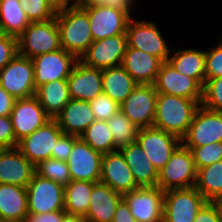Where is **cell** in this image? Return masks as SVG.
I'll list each match as a JSON object with an SVG mask.
<instances>
[{"label":"cell","instance_id":"cb8c5ba5","mask_svg":"<svg viewBox=\"0 0 222 222\" xmlns=\"http://www.w3.org/2000/svg\"><path fill=\"white\" fill-rule=\"evenodd\" d=\"M54 119L64 134L76 137H80L96 120L88 101L74 99H71Z\"/></svg>","mask_w":222,"mask_h":222},{"label":"cell","instance_id":"e575fe53","mask_svg":"<svg viewBox=\"0 0 222 222\" xmlns=\"http://www.w3.org/2000/svg\"><path fill=\"white\" fill-rule=\"evenodd\" d=\"M107 124L118 149L136 141L139 128L121 110L108 119Z\"/></svg>","mask_w":222,"mask_h":222},{"label":"cell","instance_id":"7bdbcfd3","mask_svg":"<svg viewBox=\"0 0 222 222\" xmlns=\"http://www.w3.org/2000/svg\"><path fill=\"white\" fill-rule=\"evenodd\" d=\"M10 116H0V150L17 147Z\"/></svg>","mask_w":222,"mask_h":222},{"label":"cell","instance_id":"b9f144b4","mask_svg":"<svg viewBox=\"0 0 222 222\" xmlns=\"http://www.w3.org/2000/svg\"><path fill=\"white\" fill-rule=\"evenodd\" d=\"M17 54V37L6 34L0 36V70H2Z\"/></svg>","mask_w":222,"mask_h":222},{"label":"cell","instance_id":"603a6c76","mask_svg":"<svg viewBox=\"0 0 222 222\" xmlns=\"http://www.w3.org/2000/svg\"><path fill=\"white\" fill-rule=\"evenodd\" d=\"M162 63L157 57L127 46L121 65L138 84L154 85Z\"/></svg>","mask_w":222,"mask_h":222},{"label":"cell","instance_id":"5bb4252c","mask_svg":"<svg viewBox=\"0 0 222 222\" xmlns=\"http://www.w3.org/2000/svg\"><path fill=\"white\" fill-rule=\"evenodd\" d=\"M127 46L126 33L110 36L93 41L78 60L86 66L102 70L120 66Z\"/></svg>","mask_w":222,"mask_h":222},{"label":"cell","instance_id":"f907efd6","mask_svg":"<svg viewBox=\"0 0 222 222\" xmlns=\"http://www.w3.org/2000/svg\"><path fill=\"white\" fill-rule=\"evenodd\" d=\"M62 222H88V220L83 215L70 214L65 212Z\"/></svg>","mask_w":222,"mask_h":222},{"label":"cell","instance_id":"681fc988","mask_svg":"<svg viewBox=\"0 0 222 222\" xmlns=\"http://www.w3.org/2000/svg\"><path fill=\"white\" fill-rule=\"evenodd\" d=\"M16 99L0 86V116H10Z\"/></svg>","mask_w":222,"mask_h":222},{"label":"cell","instance_id":"d6a6232c","mask_svg":"<svg viewBox=\"0 0 222 222\" xmlns=\"http://www.w3.org/2000/svg\"><path fill=\"white\" fill-rule=\"evenodd\" d=\"M195 188L207 201L222 198V160L198 169Z\"/></svg>","mask_w":222,"mask_h":222},{"label":"cell","instance_id":"8d00e7d4","mask_svg":"<svg viewBox=\"0 0 222 222\" xmlns=\"http://www.w3.org/2000/svg\"><path fill=\"white\" fill-rule=\"evenodd\" d=\"M32 22H43L55 18L58 6L52 0H18Z\"/></svg>","mask_w":222,"mask_h":222},{"label":"cell","instance_id":"d6986e66","mask_svg":"<svg viewBox=\"0 0 222 222\" xmlns=\"http://www.w3.org/2000/svg\"><path fill=\"white\" fill-rule=\"evenodd\" d=\"M154 86L157 93L202 101L203 87L194 78L179 73L168 61L162 63Z\"/></svg>","mask_w":222,"mask_h":222},{"label":"cell","instance_id":"1f68e13d","mask_svg":"<svg viewBox=\"0 0 222 222\" xmlns=\"http://www.w3.org/2000/svg\"><path fill=\"white\" fill-rule=\"evenodd\" d=\"M29 24L18 0H0V26L3 34L18 37Z\"/></svg>","mask_w":222,"mask_h":222},{"label":"cell","instance_id":"7dc6e473","mask_svg":"<svg viewBox=\"0 0 222 222\" xmlns=\"http://www.w3.org/2000/svg\"><path fill=\"white\" fill-rule=\"evenodd\" d=\"M64 210H57L44 214L28 213L23 222H62Z\"/></svg>","mask_w":222,"mask_h":222},{"label":"cell","instance_id":"db71d44e","mask_svg":"<svg viewBox=\"0 0 222 222\" xmlns=\"http://www.w3.org/2000/svg\"><path fill=\"white\" fill-rule=\"evenodd\" d=\"M2 35H3V32H2L1 26H0V36H2Z\"/></svg>","mask_w":222,"mask_h":222},{"label":"cell","instance_id":"ab89813d","mask_svg":"<svg viewBox=\"0 0 222 222\" xmlns=\"http://www.w3.org/2000/svg\"><path fill=\"white\" fill-rule=\"evenodd\" d=\"M96 120L107 121L120 110L119 104L107 96L104 92L89 101Z\"/></svg>","mask_w":222,"mask_h":222},{"label":"cell","instance_id":"836d02e7","mask_svg":"<svg viewBox=\"0 0 222 222\" xmlns=\"http://www.w3.org/2000/svg\"><path fill=\"white\" fill-rule=\"evenodd\" d=\"M90 147L101 154L117 151L107 121L95 120L80 136Z\"/></svg>","mask_w":222,"mask_h":222},{"label":"cell","instance_id":"3957f363","mask_svg":"<svg viewBox=\"0 0 222 222\" xmlns=\"http://www.w3.org/2000/svg\"><path fill=\"white\" fill-rule=\"evenodd\" d=\"M18 54L33 59L61 49L56 18L32 22L17 37Z\"/></svg>","mask_w":222,"mask_h":222},{"label":"cell","instance_id":"2e32d148","mask_svg":"<svg viewBox=\"0 0 222 222\" xmlns=\"http://www.w3.org/2000/svg\"><path fill=\"white\" fill-rule=\"evenodd\" d=\"M77 61L75 55L63 48L34 57L32 63L35 88L52 81L67 79Z\"/></svg>","mask_w":222,"mask_h":222},{"label":"cell","instance_id":"277c9868","mask_svg":"<svg viewBox=\"0 0 222 222\" xmlns=\"http://www.w3.org/2000/svg\"><path fill=\"white\" fill-rule=\"evenodd\" d=\"M197 171L190 149L181 144L158 171L157 186L163 191L195 187Z\"/></svg>","mask_w":222,"mask_h":222},{"label":"cell","instance_id":"30bf717a","mask_svg":"<svg viewBox=\"0 0 222 222\" xmlns=\"http://www.w3.org/2000/svg\"><path fill=\"white\" fill-rule=\"evenodd\" d=\"M102 157L81 137L73 136V148L66 161L73 181L99 182L101 177Z\"/></svg>","mask_w":222,"mask_h":222},{"label":"cell","instance_id":"83f0119b","mask_svg":"<svg viewBox=\"0 0 222 222\" xmlns=\"http://www.w3.org/2000/svg\"><path fill=\"white\" fill-rule=\"evenodd\" d=\"M137 85L138 83L122 65L102 70L103 92L119 105Z\"/></svg>","mask_w":222,"mask_h":222},{"label":"cell","instance_id":"816d5d0a","mask_svg":"<svg viewBox=\"0 0 222 222\" xmlns=\"http://www.w3.org/2000/svg\"><path fill=\"white\" fill-rule=\"evenodd\" d=\"M211 202L214 204L218 212L220 222H222V198H217L215 200H212Z\"/></svg>","mask_w":222,"mask_h":222},{"label":"cell","instance_id":"ba28073f","mask_svg":"<svg viewBox=\"0 0 222 222\" xmlns=\"http://www.w3.org/2000/svg\"><path fill=\"white\" fill-rule=\"evenodd\" d=\"M126 35L128 47L144 51L162 62L168 61L171 54L169 45L154 22L138 21L132 17L128 22Z\"/></svg>","mask_w":222,"mask_h":222},{"label":"cell","instance_id":"ee69618b","mask_svg":"<svg viewBox=\"0 0 222 222\" xmlns=\"http://www.w3.org/2000/svg\"><path fill=\"white\" fill-rule=\"evenodd\" d=\"M136 0H75L80 7H93L98 5H106L118 10H122L130 14Z\"/></svg>","mask_w":222,"mask_h":222},{"label":"cell","instance_id":"c3c4849f","mask_svg":"<svg viewBox=\"0 0 222 222\" xmlns=\"http://www.w3.org/2000/svg\"><path fill=\"white\" fill-rule=\"evenodd\" d=\"M112 222H137L132 216L129 206L123 198L117 205Z\"/></svg>","mask_w":222,"mask_h":222},{"label":"cell","instance_id":"f1b7e54d","mask_svg":"<svg viewBox=\"0 0 222 222\" xmlns=\"http://www.w3.org/2000/svg\"><path fill=\"white\" fill-rule=\"evenodd\" d=\"M35 97L45 113L54 119L71 100L67 79L52 81L36 88Z\"/></svg>","mask_w":222,"mask_h":222},{"label":"cell","instance_id":"6da1fadb","mask_svg":"<svg viewBox=\"0 0 222 222\" xmlns=\"http://www.w3.org/2000/svg\"><path fill=\"white\" fill-rule=\"evenodd\" d=\"M60 46L78 59L93 42L87 12L76 2L57 8Z\"/></svg>","mask_w":222,"mask_h":222},{"label":"cell","instance_id":"d4e9b609","mask_svg":"<svg viewBox=\"0 0 222 222\" xmlns=\"http://www.w3.org/2000/svg\"><path fill=\"white\" fill-rule=\"evenodd\" d=\"M122 195L102 182H94L89 209L85 218L88 222H112Z\"/></svg>","mask_w":222,"mask_h":222},{"label":"cell","instance_id":"f6af8a7d","mask_svg":"<svg viewBox=\"0 0 222 222\" xmlns=\"http://www.w3.org/2000/svg\"><path fill=\"white\" fill-rule=\"evenodd\" d=\"M73 148V135L62 134L56 141L55 151L51 152V158L67 161Z\"/></svg>","mask_w":222,"mask_h":222},{"label":"cell","instance_id":"4dcf8cb0","mask_svg":"<svg viewBox=\"0 0 222 222\" xmlns=\"http://www.w3.org/2000/svg\"><path fill=\"white\" fill-rule=\"evenodd\" d=\"M94 182L71 181L64 186V211L85 216L89 209Z\"/></svg>","mask_w":222,"mask_h":222},{"label":"cell","instance_id":"7c38bea8","mask_svg":"<svg viewBox=\"0 0 222 222\" xmlns=\"http://www.w3.org/2000/svg\"><path fill=\"white\" fill-rule=\"evenodd\" d=\"M63 134L57 121L50 119L42 127L18 142L17 148L34 166L51 158L56 141Z\"/></svg>","mask_w":222,"mask_h":222},{"label":"cell","instance_id":"4316f807","mask_svg":"<svg viewBox=\"0 0 222 222\" xmlns=\"http://www.w3.org/2000/svg\"><path fill=\"white\" fill-rule=\"evenodd\" d=\"M27 214L26 188L0 184V220L2 222H23Z\"/></svg>","mask_w":222,"mask_h":222},{"label":"cell","instance_id":"74e56055","mask_svg":"<svg viewBox=\"0 0 222 222\" xmlns=\"http://www.w3.org/2000/svg\"><path fill=\"white\" fill-rule=\"evenodd\" d=\"M201 106L211 111L222 112V77L205 80Z\"/></svg>","mask_w":222,"mask_h":222},{"label":"cell","instance_id":"e0dca14e","mask_svg":"<svg viewBox=\"0 0 222 222\" xmlns=\"http://www.w3.org/2000/svg\"><path fill=\"white\" fill-rule=\"evenodd\" d=\"M82 8L88 14L93 41L126 33L132 18L126 12L106 5Z\"/></svg>","mask_w":222,"mask_h":222},{"label":"cell","instance_id":"52a82bcc","mask_svg":"<svg viewBox=\"0 0 222 222\" xmlns=\"http://www.w3.org/2000/svg\"><path fill=\"white\" fill-rule=\"evenodd\" d=\"M28 213L64 210V186L34 174L27 187Z\"/></svg>","mask_w":222,"mask_h":222},{"label":"cell","instance_id":"f35d334b","mask_svg":"<svg viewBox=\"0 0 222 222\" xmlns=\"http://www.w3.org/2000/svg\"><path fill=\"white\" fill-rule=\"evenodd\" d=\"M186 148L190 149L197 170L222 160V142Z\"/></svg>","mask_w":222,"mask_h":222},{"label":"cell","instance_id":"44dd1931","mask_svg":"<svg viewBox=\"0 0 222 222\" xmlns=\"http://www.w3.org/2000/svg\"><path fill=\"white\" fill-rule=\"evenodd\" d=\"M67 83L71 99L89 102L103 92L102 69L86 66L78 60Z\"/></svg>","mask_w":222,"mask_h":222},{"label":"cell","instance_id":"f546056e","mask_svg":"<svg viewBox=\"0 0 222 222\" xmlns=\"http://www.w3.org/2000/svg\"><path fill=\"white\" fill-rule=\"evenodd\" d=\"M168 62L181 74L194 78L202 87L206 80L205 51L198 49L172 50Z\"/></svg>","mask_w":222,"mask_h":222},{"label":"cell","instance_id":"8992f818","mask_svg":"<svg viewBox=\"0 0 222 222\" xmlns=\"http://www.w3.org/2000/svg\"><path fill=\"white\" fill-rule=\"evenodd\" d=\"M0 86L15 99L35 96L32 59L17 54L0 70Z\"/></svg>","mask_w":222,"mask_h":222},{"label":"cell","instance_id":"ffe728a7","mask_svg":"<svg viewBox=\"0 0 222 222\" xmlns=\"http://www.w3.org/2000/svg\"><path fill=\"white\" fill-rule=\"evenodd\" d=\"M100 182L121 195L139 188L119 150L103 154Z\"/></svg>","mask_w":222,"mask_h":222},{"label":"cell","instance_id":"9c48e42d","mask_svg":"<svg viewBox=\"0 0 222 222\" xmlns=\"http://www.w3.org/2000/svg\"><path fill=\"white\" fill-rule=\"evenodd\" d=\"M215 142H222V112L200 105L181 144L184 147H201Z\"/></svg>","mask_w":222,"mask_h":222},{"label":"cell","instance_id":"5b68a950","mask_svg":"<svg viewBox=\"0 0 222 222\" xmlns=\"http://www.w3.org/2000/svg\"><path fill=\"white\" fill-rule=\"evenodd\" d=\"M206 202L195 187L164 191L163 222H194Z\"/></svg>","mask_w":222,"mask_h":222},{"label":"cell","instance_id":"9a60e30c","mask_svg":"<svg viewBox=\"0 0 222 222\" xmlns=\"http://www.w3.org/2000/svg\"><path fill=\"white\" fill-rule=\"evenodd\" d=\"M122 198L137 222H163L164 191L156 187H139Z\"/></svg>","mask_w":222,"mask_h":222},{"label":"cell","instance_id":"7a4b0ae2","mask_svg":"<svg viewBox=\"0 0 222 222\" xmlns=\"http://www.w3.org/2000/svg\"><path fill=\"white\" fill-rule=\"evenodd\" d=\"M200 105L201 101L158 93L153 127L182 139Z\"/></svg>","mask_w":222,"mask_h":222},{"label":"cell","instance_id":"8fae6325","mask_svg":"<svg viewBox=\"0 0 222 222\" xmlns=\"http://www.w3.org/2000/svg\"><path fill=\"white\" fill-rule=\"evenodd\" d=\"M157 91L154 85L138 84L119 109L139 129L153 126Z\"/></svg>","mask_w":222,"mask_h":222},{"label":"cell","instance_id":"f5cc1de1","mask_svg":"<svg viewBox=\"0 0 222 222\" xmlns=\"http://www.w3.org/2000/svg\"><path fill=\"white\" fill-rule=\"evenodd\" d=\"M58 7L64 6L66 4L74 3L75 0H52Z\"/></svg>","mask_w":222,"mask_h":222},{"label":"cell","instance_id":"484cf974","mask_svg":"<svg viewBox=\"0 0 222 222\" xmlns=\"http://www.w3.org/2000/svg\"><path fill=\"white\" fill-rule=\"evenodd\" d=\"M130 170L134 180L139 187H156L158 171L148 159L137 141L118 149Z\"/></svg>","mask_w":222,"mask_h":222},{"label":"cell","instance_id":"4fadbf2b","mask_svg":"<svg viewBox=\"0 0 222 222\" xmlns=\"http://www.w3.org/2000/svg\"><path fill=\"white\" fill-rule=\"evenodd\" d=\"M136 141L157 171L164 167L174 151L181 145V139L153 126L140 128Z\"/></svg>","mask_w":222,"mask_h":222},{"label":"cell","instance_id":"bcb514c9","mask_svg":"<svg viewBox=\"0 0 222 222\" xmlns=\"http://www.w3.org/2000/svg\"><path fill=\"white\" fill-rule=\"evenodd\" d=\"M194 222H220L219 215L214 204L207 201L198 211Z\"/></svg>","mask_w":222,"mask_h":222},{"label":"cell","instance_id":"7402d4cb","mask_svg":"<svg viewBox=\"0 0 222 222\" xmlns=\"http://www.w3.org/2000/svg\"><path fill=\"white\" fill-rule=\"evenodd\" d=\"M35 174V166L17 147L0 150V184L26 188Z\"/></svg>","mask_w":222,"mask_h":222},{"label":"cell","instance_id":"ac0fdd59","mask_svg":"<svg viewBox=\"0 0 222 222\" xmlns=\"http://www.w3.org/2000/svg\"><path fill=\"white\" fill-rule=\"evenodd\" d=\"M16 141L19 142L32 132L42 127L51 118L45 113L38 99H16L10 114Z\"/></svg>","mask_w":222,"mask_h":222},{"label":"cell","instance_id":"d590c367","mask_svg":"<svg viewBox=\"0 0 222 222\" xmlns=\"http://www.w3.org/2000/svg\"><path fill=\"white\" fill-rule=\"evenodd\" d=\"M35 174L63 186L68 185L72 181L67 162L52 158L41 161L35 165Z\"/></svg>","mask_w":222,"mask_h":222},{"label":"cell","instance_id":"60d3db41","mask_svg":"<svg viewBox=\"0 0 222 222\" xmlns=\"http://www.w3.org/2000/svg\"><path fill=\"white\" fill-rule=\"evenodd\" d=\"M210 51H205L206 80L222 77V39Z\"/></svg>","mask_w":222,"mask_h":222}]
</instances>
